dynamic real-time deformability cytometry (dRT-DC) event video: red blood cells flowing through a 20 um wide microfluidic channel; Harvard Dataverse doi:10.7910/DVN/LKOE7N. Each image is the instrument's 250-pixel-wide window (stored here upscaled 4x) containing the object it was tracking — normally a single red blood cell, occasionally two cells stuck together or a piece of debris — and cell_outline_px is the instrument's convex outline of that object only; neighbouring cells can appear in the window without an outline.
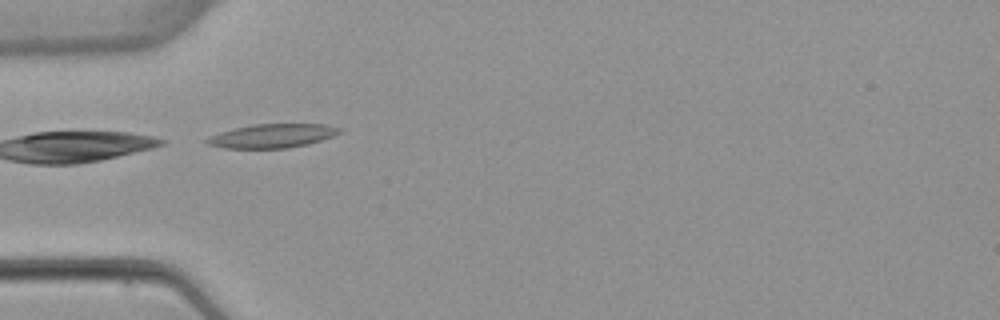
{"species": "common noctule bat (a hibernating species)", "species_latin": "Nyctalus noctula", "temperature_condition": "warm", "stored_images_in_passage": 2, "camera_frame_rate_fps": 3000, "um_per_image_px": 0.085, "animal": {"sex": "female", "body_mass_g": 22.7, "forearm_length_mm": 54.2}, "frame": {"image": 1, "passage_image": 1, "time_ms": 0.0, "image_size_px": [1000, 320], "cell_outline_px": [[340, 132], [332, 136], [308, 144], [288, 148], [224, 148], [208, 144], [204, 140], [220, 132], [252, 124], [324, 124], [340, 128]], "centroid_in_image_um": [23.14, 11.55], "position_along_channel_um": 61.9, "area_um2": 18.15}}